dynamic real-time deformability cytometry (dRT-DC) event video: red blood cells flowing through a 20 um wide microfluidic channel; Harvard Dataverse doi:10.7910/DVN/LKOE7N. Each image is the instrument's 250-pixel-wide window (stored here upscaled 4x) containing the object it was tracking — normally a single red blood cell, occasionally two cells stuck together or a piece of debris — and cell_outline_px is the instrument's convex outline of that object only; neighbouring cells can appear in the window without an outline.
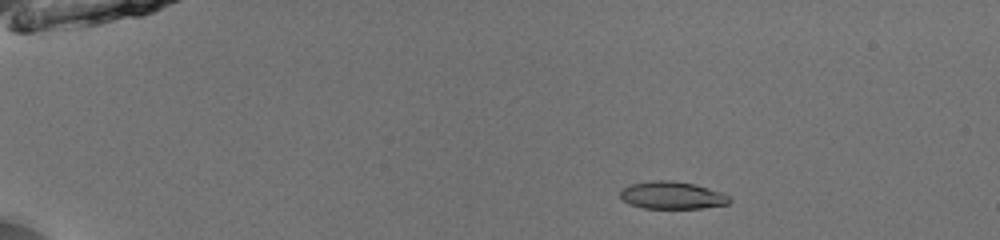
{"species": "common noctule bat (a hibernating species)", "species_latin": "Nyctalus noctula", "temperature_condition": "room temperature", "stored_images_in_passage": 44, "camera_frame_rate_fps": 3000, "um_per_image_px": 0.085, "animal": {"sex": "male", "body_mass_g": 13.0, "forearm_length_mm": 53.1}, "frame": {"image": 1, "passage_image": 1, "time_ms": 0.0, "image_size_px": [1000, 240], "cell_outline_px": [[732, 200], [728, 204], [700, 208], [644, 208], [632, 204], [624, 200], [620, 196], [620, 192], [624, 188], [632, 184], [656, 180], [672, 180], [692, 184], [708, 188], [720, 192], [728, 196]], "centroid_in_image_um": [57.15, 16.6], "position_along_channel_um": 27.9, "area_um2": 17.11}}
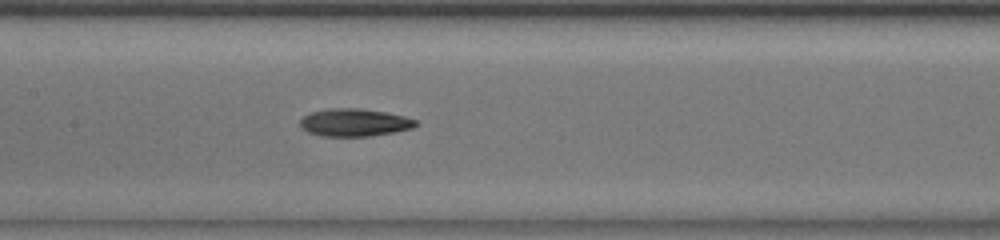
{"frame": {"image": 2, "passage_image": 19, "time_ms": 6.0, "image_size_px": [1000, 240], "cell_outline_px": [[420, 124], [412, 128], [396, 132], [368, 136], [320, 136], [308, 132], [300, 128], [300, 120], [304, 116], [312, 112], [328, 108], [360, 108], [384, 112], [404, 116], [416, 120]], "centroid_in_image_um": [30.12, 10.41], "position_along_channel_um": 177.3, "area_um2": 18.73}}
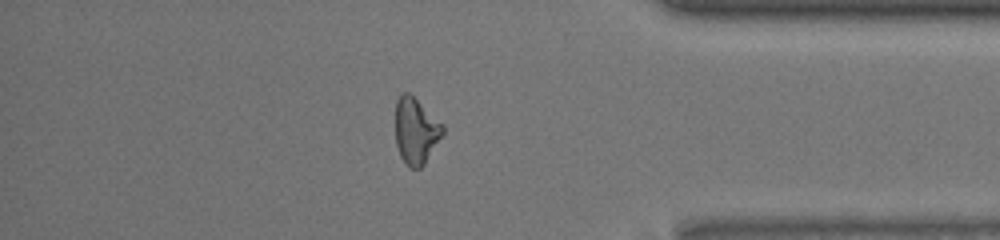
{"frame": {"image": 3, "passage_image": 37, "time_ms": 12.0, "image_size_px": [1000, 240], "cell_outline_px": [[444, 132], [424, 164], [420, 168], [408, 168], [404, 164], [400, 156], [396, 144], [396, 100], [400, 92], [408, 92], [444, 124]], "centroid_in_image_um": [35.33, 11.12], "position_along_channel_um": 399.9, "area_um2": 18.32}, "authors_computed_cell_mechanics": {"area_um2": 18.4671, "velocity_mm_per_s": 3.9722, "shape_relaxation_time_tau1_ms": 5.674, "shape_relaxation_time_tau2_ms": 3.9738, "deformation_change_tau1": 0.1669, "deformation_change_tau2": 0.1379}}